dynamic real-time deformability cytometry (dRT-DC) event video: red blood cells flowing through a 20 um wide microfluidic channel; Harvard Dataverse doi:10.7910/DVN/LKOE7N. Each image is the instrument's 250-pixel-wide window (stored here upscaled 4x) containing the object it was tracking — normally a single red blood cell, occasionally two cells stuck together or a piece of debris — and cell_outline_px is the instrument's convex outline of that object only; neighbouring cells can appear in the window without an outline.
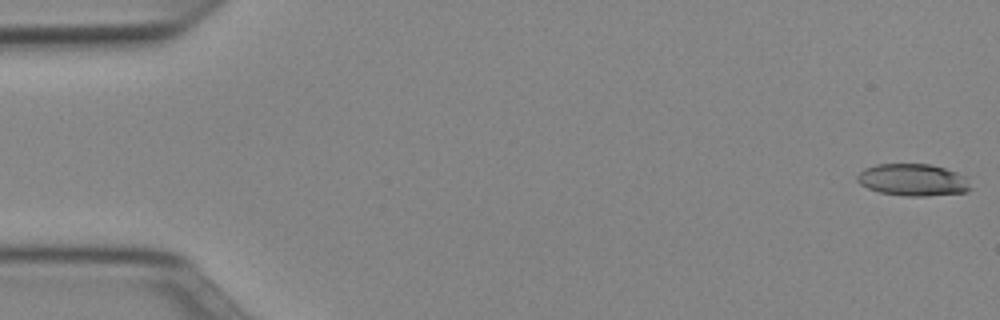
{"species": "Egyptian fruit bat (a non-hibernating species)", "species_latin": "Rousettus aegyptiacus", "temperature_condition": "cold", "stored_images_in_passage": 51, "camera_frame_rate_fps": 3000, "um_per_image_px": 0.085, "animal": {"sex": "female"}, "frame": {"image": 1, "passage_image": 1, "time_ms": 0.0, "image_size_px": [1000, 320], "cell_outline_px": [[972, 188], [964, 192], [928, 196], [904, 196], [880, 192], [868, 188], [860, 184], [856, 180], [856, 176], [864, 168], [876, 164], [928, 164], [944, 168], [956, 172], [964, 176]], "centroid_in_image_um": [77.56, 15.29], "position_along_channel_um": 7.4, "area_um2": 21.1}}
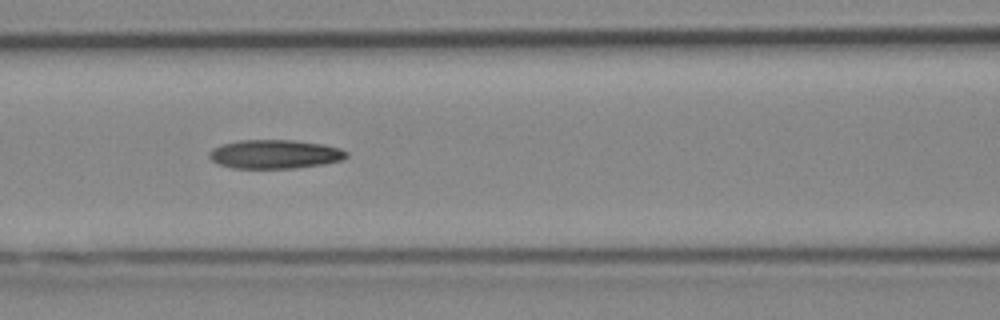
{"frame": {"image": 2, "passage_image": 22, "time_ms": 7.0, "image_size_px": [1000, 320], "cell_outline_px": [[348, 156], [344, 160], [324, 164], [296, 168], [232, 168], [220, 164], [212, 160], [208, 156], [208, 152], [212, 148], [220, 144], [240, 140], [292, 140], [324, 144], [340, 148], [348, 152]], "centroid_in_image_um": [23.38, 13.1], "position_along_channel_um": 143.2, "area_um2": 23.29}}
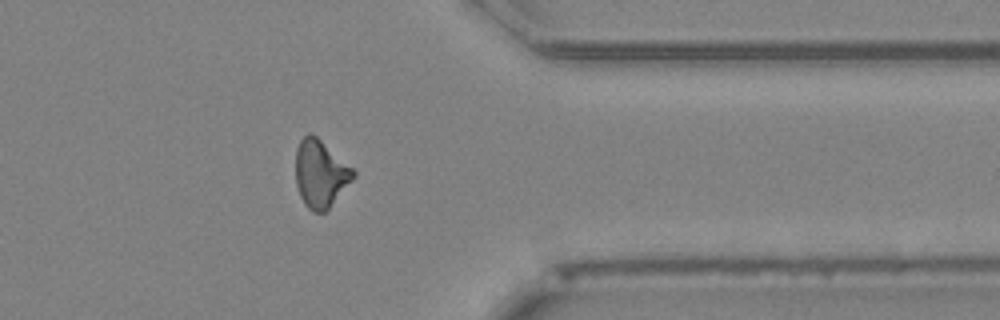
{"frame": {"image": 3, "passage_image": 41, "time_ms": 13.333, "image_size_px": [1000, 320], "cell_outline_px": [[356, 176], [328, 208], [324, 212], [312, 212], [304, 204], [300, 196], [296, 184], [296, 148], [300, 140], [308, 132], [312, 132], [352, 168], [356, 172]], "centroid_in_image_um": [27.22, 14.75], "position_along_channel_um": 384.2, "area_um2": 22.48}, "authors_computed_cell_mechanics": {"area_um2": 22.253, "velocity_mm_per_s": 4.0003, "shape_relaxation_time_tau1_ms": 11.2694, "shape_relaxation_time_tau2_ms": 4.8414, "deformation_change_tau1": 0.2753, "deformation_change_tau2": 0.1524}}